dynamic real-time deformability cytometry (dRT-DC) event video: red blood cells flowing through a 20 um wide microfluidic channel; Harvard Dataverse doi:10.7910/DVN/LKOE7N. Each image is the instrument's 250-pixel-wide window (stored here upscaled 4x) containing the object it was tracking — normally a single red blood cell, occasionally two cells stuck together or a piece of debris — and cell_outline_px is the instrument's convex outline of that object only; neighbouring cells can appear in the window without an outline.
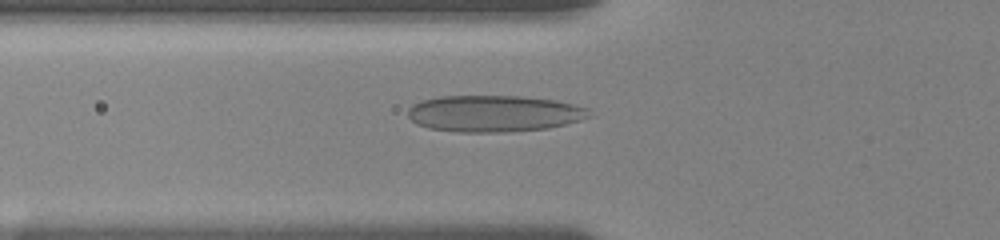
{"species": "human", "species_latin": "Homo sapiens", "temperature_condition": "room temperature", "stored_images_in_passage": 27, "camera_frame_rate_fps": 3000, "um_per_image_px": 0.085, "donor": {"sex": "female"}, "frame": {"image": 1, "passage_image": 19, "time_ms": 6.333, "image_size_px": [1000, 240], "cell_outline_px": [[592, 116], [580, 120], [548, 128], [504, 132], [456, 132], [428, 128], [416, 124], [408, 116], [408, 108], [412, 104], [420, 100], [440, 96], [524, 96], [556, 100], [588, 108]], "centroid_in_image_um": [41.96, 9.64], "position_along_channel_um": 83.8, "area_um2": 38.84}}
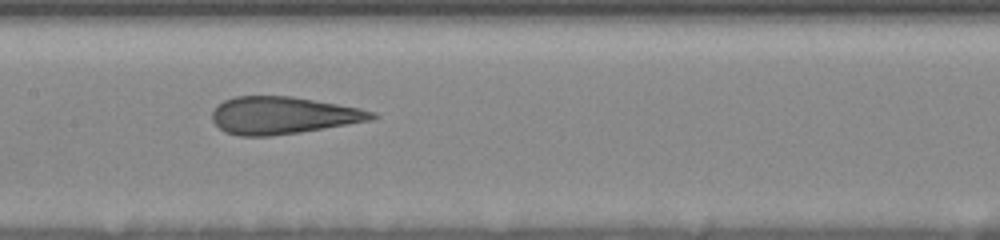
{"frame": {"image": 2, "passage_image": 24, "time_ms": 9.0, "image_size_px": [1000, 240], "cell_outline_px": [[380, 116], [372, 120], [300, 132], [268, 136], [240, 136], [224, 132], [212, 120], [212, 112], [224, 100], [236, 96], [292, 96], [360, 108], [376, 112]], "centroid_in_image_um": [24.07, 9.81], "position_along_channel_um": 183.3, "area_um2": 34.62}}
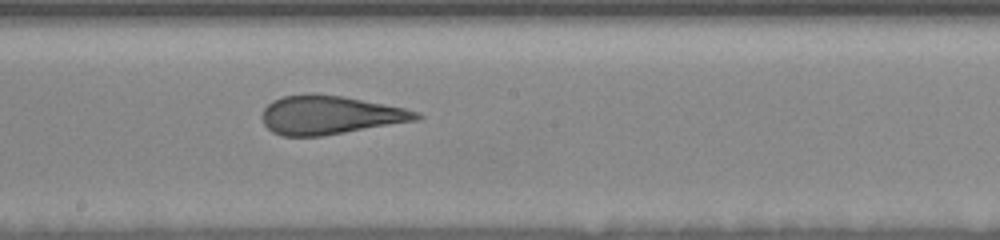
{"frame": {"image": 3, "passage_image": 27, "time_ms": 10.0, "image_size_px": [1000, 240], "cell_outline_px": [[424, 116], [420, 120], [320, 136], [280, 136], [272, 132], [264, 124], [260, 116], [264, 108], [272, 100], [284, 96], [308, 92], [344, 96], [404, 108], [420, 112]], "centroid_in_image_um": [28.03, 9.76], "position_along_channel_um": 220.2, "area_um2": 35.08}}